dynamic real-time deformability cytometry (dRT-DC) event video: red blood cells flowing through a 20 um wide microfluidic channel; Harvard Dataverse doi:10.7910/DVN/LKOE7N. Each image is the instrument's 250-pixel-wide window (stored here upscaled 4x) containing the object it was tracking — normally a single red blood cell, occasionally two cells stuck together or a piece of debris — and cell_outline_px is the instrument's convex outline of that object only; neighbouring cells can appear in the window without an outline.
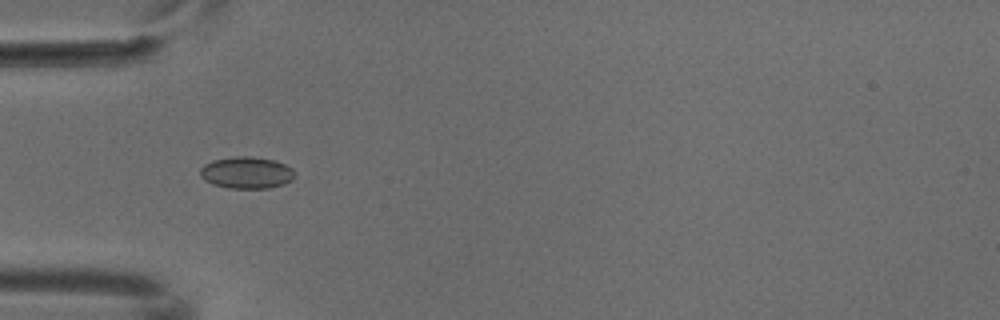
{"species": "common noctule bat (a hibernating species)", "species_latin": "Nyctalus noctula", "temperature_condition": "cold", "stored_images_in_passage": 6, "camera_frame_rate_fps": 3000, "um_per_image_px": 0.085, "animal": {"sex": "male", "body_mass_g": 18.8}, "frame": {"image": 1, "passage_image": 3, "time_ms": 0.667, "image_size_px": [1000, 320], "cell_outline_px": [[292, 180], [284, 184], [268, 188], [228, 188], [212, 184], [204, 180], [200, 176], [200, 168], [204, 164], [212, 160], [236, 156], [248, 156], [276, 160], [292, 168]], "centroid_in_image_um": [20.91, 14.67], "position_along_channel_um": 64.1, "area_um2": 17.51}}
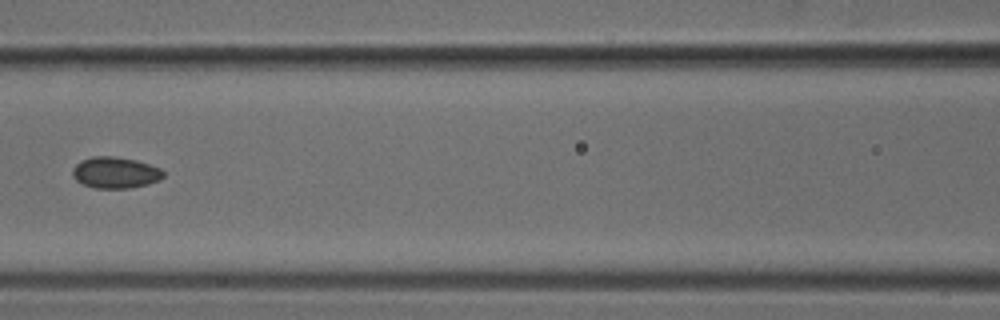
{"frame": {"image": 2, "passage_image": 5, "time_ms": 1.333, "image_size_px": [1000, 320], "cell_outline_px": [[164, 176], [160, 180], [148, 184], [128, 188], [96, 188], [84, 184], [76, 180], [72, 176], [72, 168], [80, 160], [92, 156], [112, 156], [136, 160], [160, 168], [164, 172]], "centroid_in_image_um": [9.79, 14.66], "position_along_channel_um": 156.8, "area_um2": 16.59}}
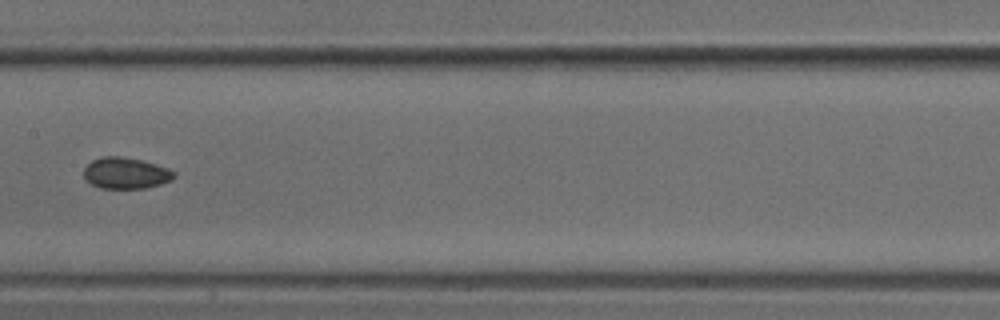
{"frame": {"image": 3, "passage_image": 6, "time_ms": 1.667, "image_size_px": [1000, 320], "cell_outline_px": [[176, 176], [172, 180], [160, 184], [144, 188], [100, 188], [92, 184], [84, 176], [84, 168], [92, 160], [104, 156], [120, 156], [140, 160], [156, 164], [168, 168], [176, 172]], "centroid_in_image_um": [10.72, 14.71], "position_along_channel_um": 196.7, "area_um2": 16.36}}